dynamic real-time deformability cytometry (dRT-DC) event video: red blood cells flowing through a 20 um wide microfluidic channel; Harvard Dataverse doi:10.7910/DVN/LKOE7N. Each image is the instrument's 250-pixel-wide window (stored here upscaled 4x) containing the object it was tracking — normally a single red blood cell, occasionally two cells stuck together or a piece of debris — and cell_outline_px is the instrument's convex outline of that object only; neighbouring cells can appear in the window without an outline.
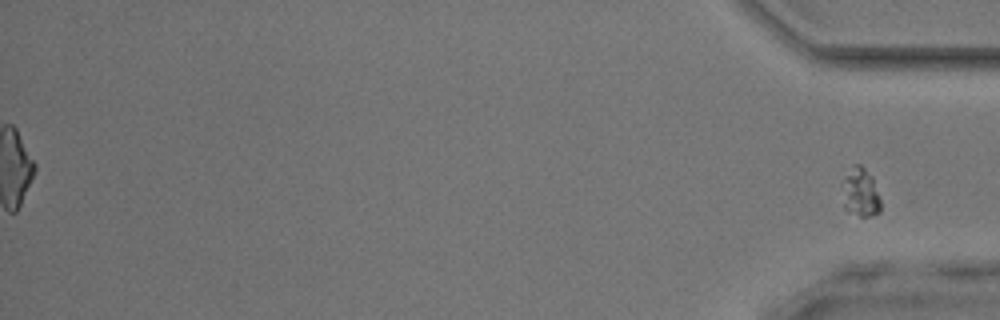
{"species": "common noctule bat (a hibernating species)", "species_latin": "Nyctalus noctula", "temperature_condition": "room temperature", "stored_images_in_passage": 41, "segment_of_instrument_passage": [2, 2], "camera_frame_rate_fps": 3000, "um_per_image_px": 0.085, "animal": {"sex": "male", "body_mass_g": 17.9, "forearm_length_mm": 54.2}, "frame": {"image": 1, "passage_image": 41, "time_ms": 13.333, "image_size_px": [1000, 320], "cell_outline_px": [[880, 212], [868, 216], [860, 216], [848, 212], [844, 208], [844, 180], [852, 164], [860, 164], [872, 176], [880, 200]], "centroid_in_image_um": [73.16, 16.36], "position_along_channel_um": 362.0, "area_um2": 10.64}}